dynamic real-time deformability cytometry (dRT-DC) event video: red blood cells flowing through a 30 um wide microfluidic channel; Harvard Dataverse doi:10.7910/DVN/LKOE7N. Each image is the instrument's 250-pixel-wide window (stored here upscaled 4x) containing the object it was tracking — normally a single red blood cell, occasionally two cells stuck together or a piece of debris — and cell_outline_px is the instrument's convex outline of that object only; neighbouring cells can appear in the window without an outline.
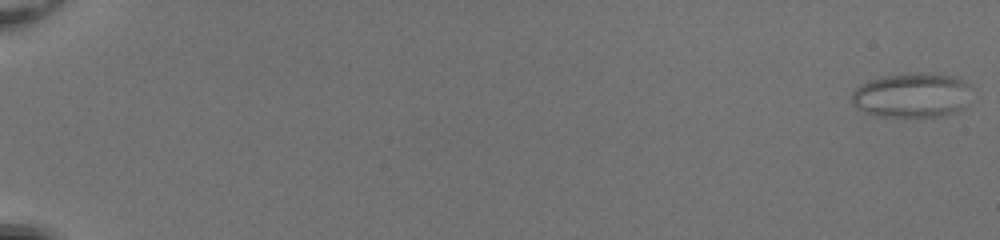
{"species": "common noctule bat (a hibernating species)", "species_latin": "Nyctalus noctula", "temperature_condition": "room temperature", "stored_images_in_passage": 53, "camera_frame_rate_fps": 3000, "um_per_image_px": 0.085, "animal": {"sex": "female", "body_mass_g": 20.0, "forearm_length_mm": 54.0}, "frame": {"image": 1, "passage_image": 1, "time_ms": 0.0, "image_size_px": [1000, 240], "cell_outline_px": [[972, 88], [968, 108], [960, 112], [944, 116], [876, 116], [864, 112], [856, 108], [852, 104], [852, 92], [860, 84], [884, 76], [908, 72], [924, 72], [956, 76], [964, 80]], "centroid_in_image_um": [77.6, 8.09], "position_along_channel_um": 7.4, "area_um2": 32.08}}
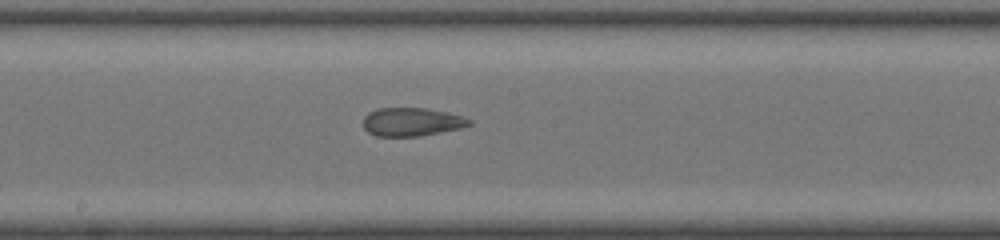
{"frame": {"image": 2, "passage_image": 32, "time_ms": 10.333, "image_size_px": [1000, 240], "cell_outline_px": [[472, 124], [460, 128], [420, 136], [376, 136], [368, 132], [364, 128], [364, 116], [368, 112], [376, 108], [428, 108], [448, 112], [464, 116], [472, 120]], "centroid_in_image_um": [35.01, 10.35], "position_along_channel_um": 213.2, "area_um2": 17.69}}
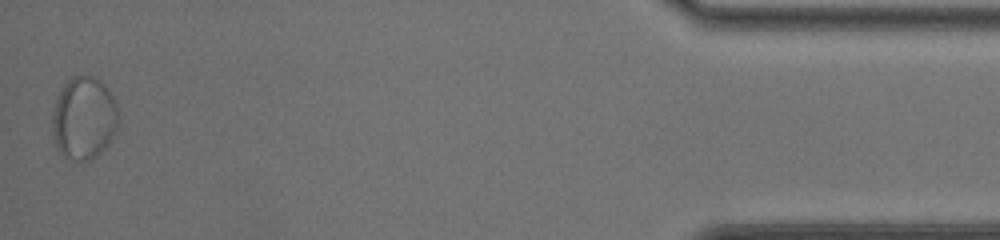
{"frame": {"image": 3, "passage_image": 53, "time_ms": 17.333, "image_size_px": [1000, 240], "cell_outline_px": [[120, 120], [116, 132], [108, 144], [96, 156], [88, 160], [72, 160], [64, 156], [56, 148], [52, 132], [52, 112], [56, 100], [64, 84], [72, 76], [96, 76], [108, 88], [116, 100], [120, 112]], "centroid_in_image_um": [7.16, 10.03], "position_along_channel_um": 428.0, "area_um2": 32.43}}